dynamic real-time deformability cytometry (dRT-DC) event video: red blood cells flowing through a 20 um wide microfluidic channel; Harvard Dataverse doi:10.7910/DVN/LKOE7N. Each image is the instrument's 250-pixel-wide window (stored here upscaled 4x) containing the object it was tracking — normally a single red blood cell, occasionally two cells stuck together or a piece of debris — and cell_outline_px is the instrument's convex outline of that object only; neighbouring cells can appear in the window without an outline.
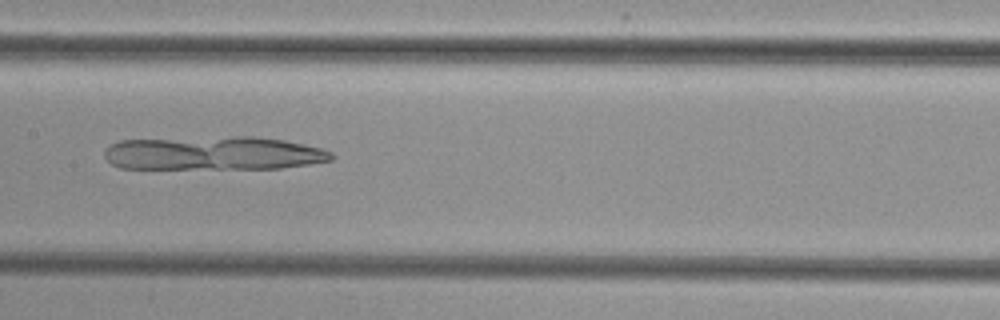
{"species": "common noctule bat (a hibernating species)", "species_latin": "Nyctalus noctula", "temperature_condition": "cold", "stored_images_in_passage": 52, "camera_frame_rate_fps": 3000, "um_per_image_px": 0.085, "animal": {"sex": "female", "body_mass_g": 29.2, "forearm_length_mm": 56.3}, "frame": {"image": 1, "passage_image": 27, "time_ms": 8.667, "image_size_px": [1000, 320], "cell_outline_px": [[336, 156], [332, 160], [308, 164], [280, 168], [120, 168], [112, 164], [104, 156], [104, 152], [112, 144], [120, 140], [236, 136], [252, 136], [284, 140], [304, 144], [320, 148], [332, 152]], "centroid_in_image_um": [18.18, 13.02], "position_along_channel_um": 189.2, "area_um2": 44.39}}
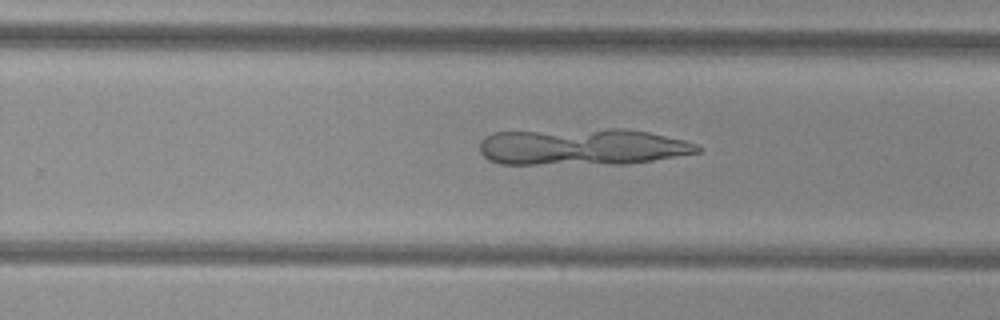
{"frame": {"image": 2, "passage_image": 34, "time_ms": 11.0, "image_size_px": [1000, 320], "cell_outline_px": [[700, 152], [652, 160], [624, 164], [500, 164], [488, 160], [480, 152], [480, 140], [484, 136], [492, 132], [608, 128], [628, 128], [648, 132], [684, 140], [696, 144], [700, 148]], "centroid_in_image_um": [49.43, 12.47], "position_along_channel_um": 280.4, "area_um2": 46.99}}
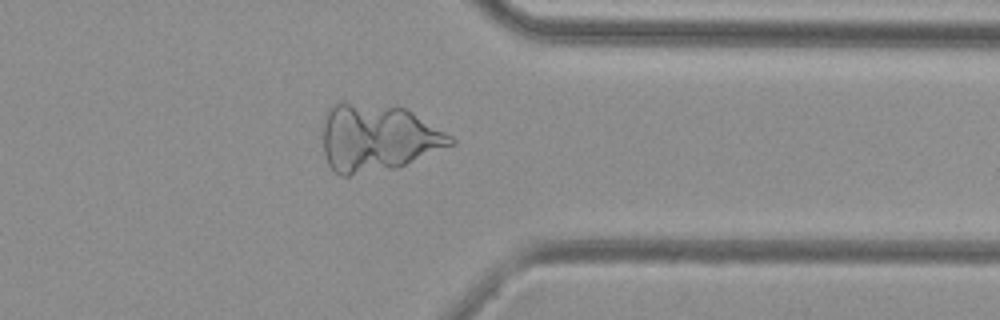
{"frame": {"image": 3, "passage_image": 42, "time_ms": 13.667, "image_size_px": [1000, 320], "cell_outline_px": [[456, 144], [396, 168], [348, 176], [340, 176], [332, 172], [328, 164], [324, 152], [324, 112], [336, 100], [344, 100], [404, 108], [412, 112], [452, 136], [456, 140]], "centroid_in_image_um": [32.06, 11.7], "position_along_channel_um": 379.3, "area_um2": 50.69}}